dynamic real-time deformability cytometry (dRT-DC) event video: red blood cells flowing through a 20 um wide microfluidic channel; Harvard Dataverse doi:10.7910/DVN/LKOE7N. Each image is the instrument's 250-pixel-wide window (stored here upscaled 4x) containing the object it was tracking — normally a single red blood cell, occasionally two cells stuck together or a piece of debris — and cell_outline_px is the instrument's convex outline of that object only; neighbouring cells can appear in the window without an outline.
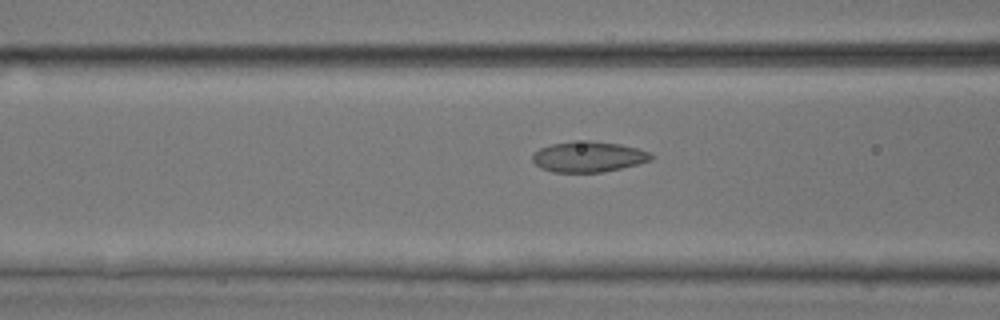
{"species": "common noctule bat (a hibernating species)", "species_latin": "Nyctalus noctula", "temperature_condition": "room temperature", "stored_images_in_passage": 51, "camera_frame_rate_fps": 3000, "um_per_image_px": 0.085, "animal": {"sex": "male", "body_mass_g": 17.9, "forearm_length_mm": 54.2}, "frame": {"image": 1, "passage_image": 21, "time_ms": 6.667, "image_size_px": [1000, 320], "cell_outline_px": [[652, 160], [604, 172], [552, 172], [540, 168], [532, 160], [532, 156], [540, 148], [552, 144], [572, 140], [588, 140], [620, 144], [636, 148], [648, 152], [652, 156]], "centroid_in_image_um": [49.98, 13.31], "position_along_channel_um": 116.6, "area_um2": 21.1}}
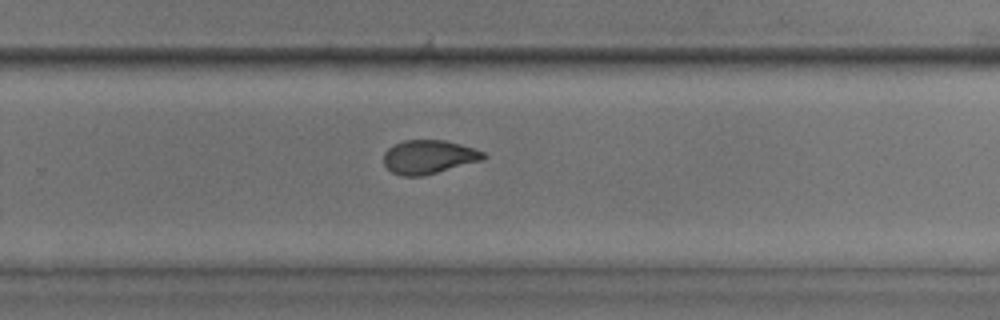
{"frame": {"image": 2, "passage_image": 34, "time_ms": 11.0, "image_size_px": [1000, 320], "cell_outline_px": [[488, 156], [484, 160], [420, 176], [404, 176], [392, 172], [384, 164], [384, 152], [388, 148], [404, 140], [444, 140], [460, 144], [484, 152]], "centroid_in_image_um": [36.45, 13.33], "position_along_channel_um": 293.3, "area_um2": 19.42}}
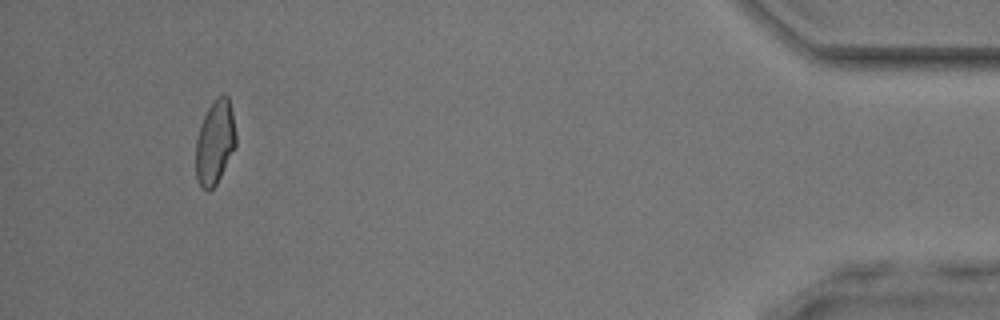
{"frame": {"image": 3, "passage_image": 48, "time_ms": 15.667, "image_size_px": [1000, 320], "cell_outline_px": [[236, 144], [216, 184], [208, 192], [200, 188], [196, 180], [196, 140], [200, 124], [208, 108], [216, 96], [228, 96], [232, 112], [236, 132]], "centroid_in_image_um": [18.25, 12.12], "position_along_channel_um": 417.0, "area_um2": 19.59}, "authors_computed_cell_mechanics": {"area_um2": 20.2878, "velocity_mm_per_s": 4.0956, "shape_relaxation_time_tau1_ms": 11.2997, "shape_relaxation_time_tau2_ms": 1.4181, "deformation_change_tau1": 0.2275, "deformation_change_tau2": 0.0732}}